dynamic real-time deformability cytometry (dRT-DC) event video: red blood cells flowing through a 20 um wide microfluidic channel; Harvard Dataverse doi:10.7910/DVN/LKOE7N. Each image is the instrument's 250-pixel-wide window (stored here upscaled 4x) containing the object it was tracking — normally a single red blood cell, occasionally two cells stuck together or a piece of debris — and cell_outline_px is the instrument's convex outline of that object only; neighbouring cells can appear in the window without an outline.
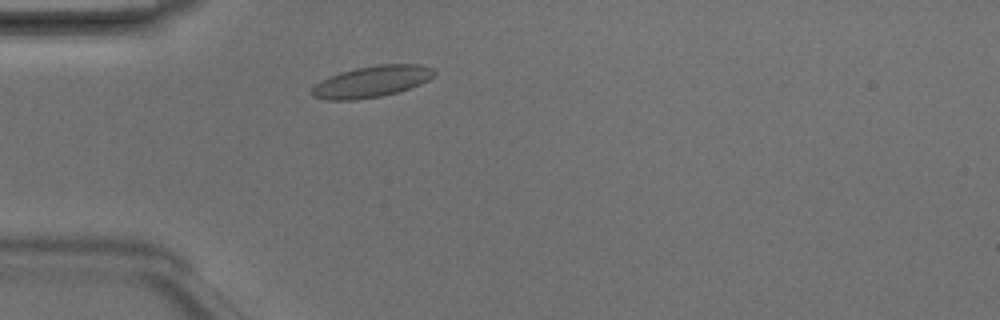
{"species": "Egyptian fruit bat (a non-hibernating species)", "species_latin": "Rousettus aegyptiacus", "temperature_condition": "room temperature", "stored_images_in_passage": 2, "camera_frame_rate_fps": 3000, "um_per_image_px": 0.085, "animal": {"sex": "male"}, "frame": {"image": 1, "passage_image": 2, "time_ms": 0.333, "image_size_px": [1000, 320], "cell_outline_px": [[436, 72], [428, 80], [420, 84], [396, 92], [380, 96], [352, 100], [328, 100], [312, 96], [308, 92], [320, 80], [328, 76], [340, 72], [356, 68], [380, 64], [420, 64], [432, 68]], "centroid_in_image_um": [31.54, 6.93], "position_along_channel_um": 53.5, "area_um2": 22.31}}